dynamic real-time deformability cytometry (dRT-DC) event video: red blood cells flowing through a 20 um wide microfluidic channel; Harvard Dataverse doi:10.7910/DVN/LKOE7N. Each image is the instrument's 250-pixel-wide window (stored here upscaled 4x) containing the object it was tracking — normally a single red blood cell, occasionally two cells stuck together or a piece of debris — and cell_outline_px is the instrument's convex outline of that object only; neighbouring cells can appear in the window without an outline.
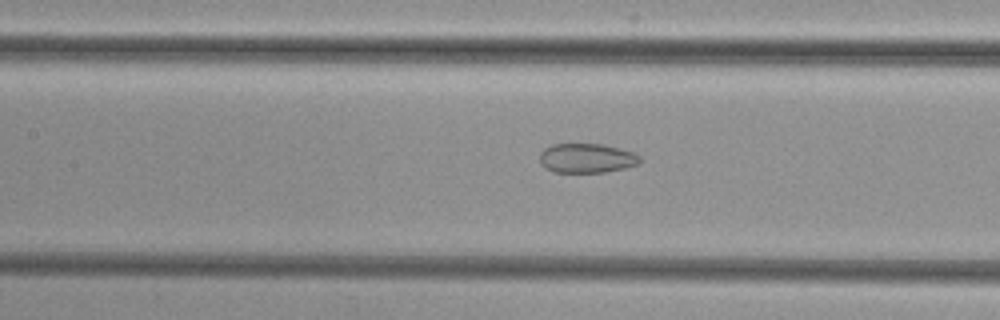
{"species": "common noctule bat (a hibernating species)", "species_latin": "Nyctalus noctula", "temperature_condition": "cold", "stored_images_in_passage": 36, "camera_frame_rate_fps": 3000, "um_per_image_px": 0.085, "animal": {"sex": "female", "body_mass_g": 29.2, "forearm_length_mm": 56.3}, "frame": {"image": 1, "passage_image": 8, "time_ms": 2.333, "image_size_px": [1000, 320], "cell_outline_px": [[640, 160], [636, 164], [624, 168], [604, 172], [552, 172], [544, 168], [540, 164], [540, 152], [544, 148], [552, 144], [604, 144], [620, 148], [632, 152], [640, 156]], "centroid_in_image_um": [49.82, 13.44], "position_along_channel_um": 157.6, "area_um2": 17.22}}
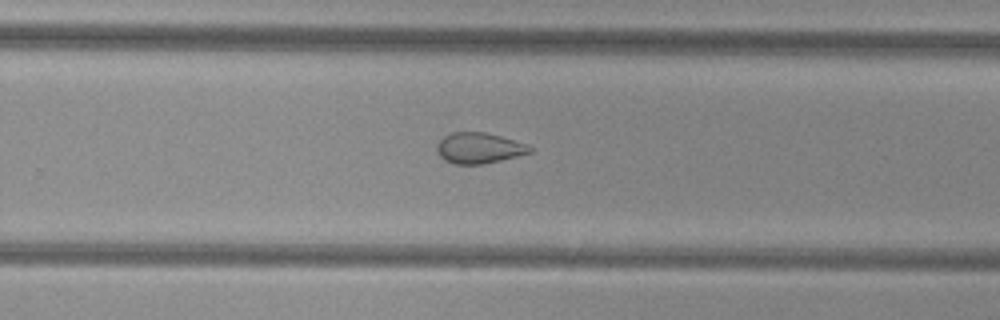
{"frame": {"image": 2, "passage_image": 18, "time_ms": 5.667, "image_size_px": [1000, 320], "cell_outline_px": [[532, 152], [484, 164], [456, 164], [444, 160], [436, 152], [436, 144], [444, 136], [452, 132], [484, 132], [500, 136], [528, 144], [532, 148]], "centroid_in_image_um": [40.69, 12.58], "position_along_channel_um": 289.1, "area_um2": 16.65}}
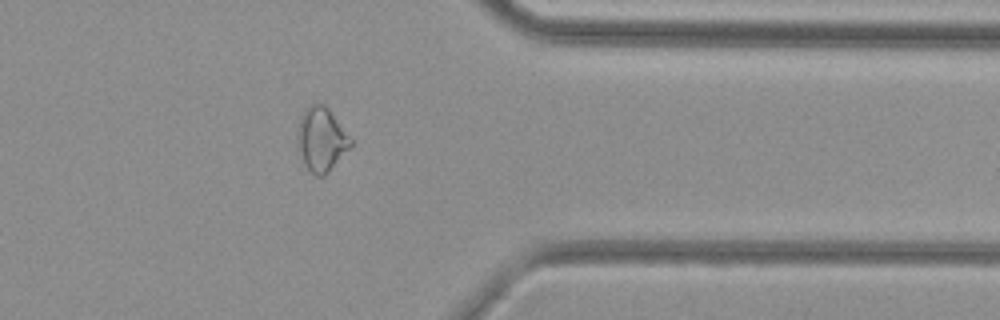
{"frame": {"image": 3, "passage_image": 26, "time_ms": 8.333, "image_size_px": [1000, 320], "cell_outline_px": [[352, 144], [328, 172], [324, 176], [316, 176], [304, 164], [296, 152], [296, 136], [300, 120], [304, 108], [312, 104], [324, 104], [328, 108], [352, 140]], "centroid_in_image_um": [27.26, 11.85], "position_along_channel_um": 384.1, "area_um2": 19.77}}